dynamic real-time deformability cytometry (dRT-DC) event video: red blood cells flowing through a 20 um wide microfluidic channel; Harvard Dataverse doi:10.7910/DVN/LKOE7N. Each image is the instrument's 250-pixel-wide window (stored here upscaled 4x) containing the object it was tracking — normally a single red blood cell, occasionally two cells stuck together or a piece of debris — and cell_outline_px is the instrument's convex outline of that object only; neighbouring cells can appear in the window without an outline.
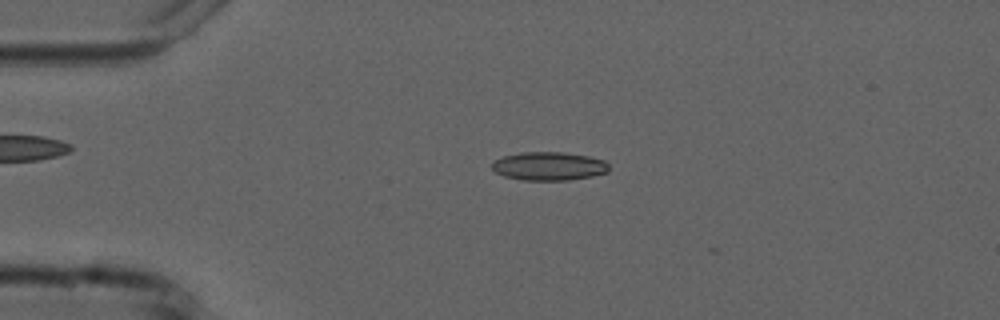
{"species": "common noctule bat (a hibernating species)", "species_latin": "Nyctalus noctula", "temperature_condition": "cold", "stored_images_in_passage": 8, "camera_frame_rate_fps": 3000, "um_per_image_px": 0.085, "animal": {"sex": "male", "forearm_length_mm": 52.5}, "frame": {"image": 1, "passage_image": 5, "time_ms": 6.0, "image_size_px": [1000, 320], "cell_outline_px": [[608, 172], [592, 176], [568, 180], [520, 180], [504, 176], [496, 172], [492, 168], [492, 160], [504, 156], [520, 152], [564, 152], [588, 156], [604, 160], [608, 164]], "centroid_in_image_um": [46.64, 14.12], "position_along_channel_um": 38.4, "area_um2": 19.48}}
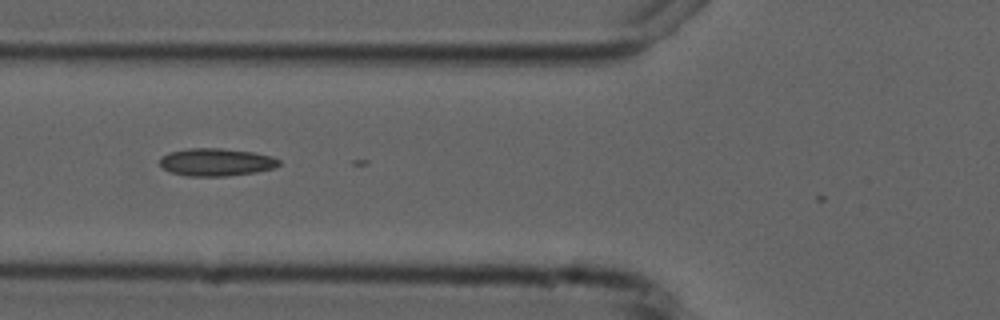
{"frame": {"image": 2, "passage_image": 7, "time_ms": 8.667, "image_size_px": [1000, 320], "cell_outline_px": [[280, 164], [276, 168], [256, 172], [228, 176], [184, 176], [172, 172], [164, 168], [160, 164], [160, 156], [168, 152], [188, 148], [220, 148], [252, 152], [272, 156], [280, 160]], "centroid_in_image_um": [18.38, 13.78], "position_along_channel_um": 107.4, "area_um2": 19.36}}